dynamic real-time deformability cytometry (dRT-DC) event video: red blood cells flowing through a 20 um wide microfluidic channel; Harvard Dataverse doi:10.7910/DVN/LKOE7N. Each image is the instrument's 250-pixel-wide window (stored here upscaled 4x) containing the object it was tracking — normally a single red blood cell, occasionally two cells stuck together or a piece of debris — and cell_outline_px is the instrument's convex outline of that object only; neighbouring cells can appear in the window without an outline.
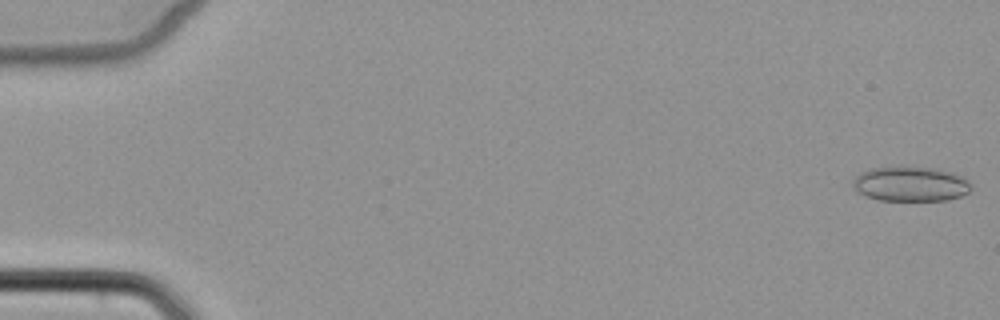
{"species": "common noctule bat (a hibernating species)", "species_latin": "Nyctalus noctula", "temperature_condition": "cold", "stored_images_in_passage": 4, "camera_frame_rate_fps": 3000, "um_per_image_px": 0.085, "animal": {"sex": "female", "body_mass_g": 22.7, "forearm_length_mm": 54.2}, "frame": {"image": 1, "passage_image": 1, "time_ms": 0.0, "image_size_px": [1000, 320], "cell_outline_px": [[972, 188], [968, 192], [960, 196], [948, 200], [880, 200], [856, 192], [852, 184], [852, 180], [860, 172], [872, 168], [900, 164], [936, 168], [952, 172], [960, 176], [972, 184]], "centroid_in_image_um": [77.37, 15.6], "position_along_channel_um": 7.6, "area_um2": 24.57}}
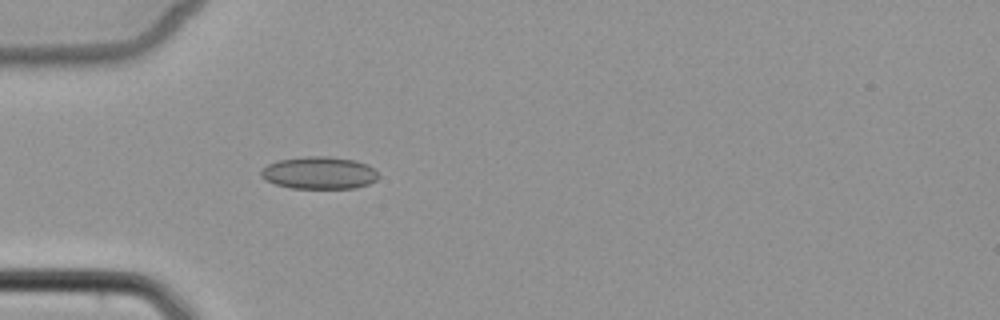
{"frame": {"image": 2, "passage_image": 4, "time_ms": 5.333, "image_size_px": [1000, 320], "cell_outline_px": [[380, 176], [376, 180], [368, 184], [356, 188], [292, 188], [276, 184], [264, 180], [260, 176], [260, 172], [268, 164], [276, 160], [308, 156], [328, 156], [356, 160], [368, 164]], "centroid_in_image_um": [27.13, 14.69], "position_along_channel_um": 57.9, "area_um2": 22.25}}